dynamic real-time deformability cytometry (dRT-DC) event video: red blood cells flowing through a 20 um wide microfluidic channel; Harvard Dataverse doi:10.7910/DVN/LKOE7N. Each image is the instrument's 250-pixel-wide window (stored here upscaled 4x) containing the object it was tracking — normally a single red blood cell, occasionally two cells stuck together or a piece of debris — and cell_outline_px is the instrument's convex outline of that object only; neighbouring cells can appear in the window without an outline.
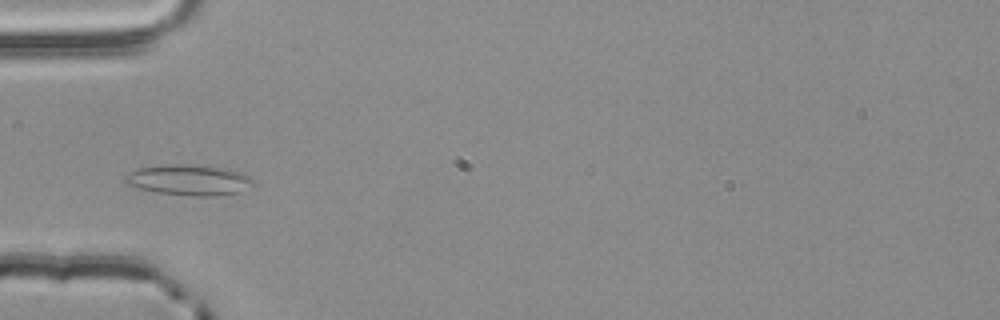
{"species": "common noctule bat (a hibernating species)", "species_latin": "Nyctalus noctula", "temperature_condition": "room temperature", "stored_images_in_passage": 3, "camera_frame_rate_fps": 3000, "um_per_image_px": 0.085, "animal": {"sex": "male", "body_mass_g": 20.4}, "frame": {"image": 1, "passage_image": 2, "time_ms": 0.333, "image_size_px": [1000, 320], "cell_outline_px": [[256, 184], [240, 192], [216, 196], [192, 196], [156, 192], [140, 188], [128, 184], [124, 180], [124, 176], [140, 168], [160, 164], [184, 164], [228, 168], [240, 172], [248, 176]], "centroid_in_image_um": [16.1, 15.3], "position_along_channel_um": 68.9, "area_um2": 22.89}}
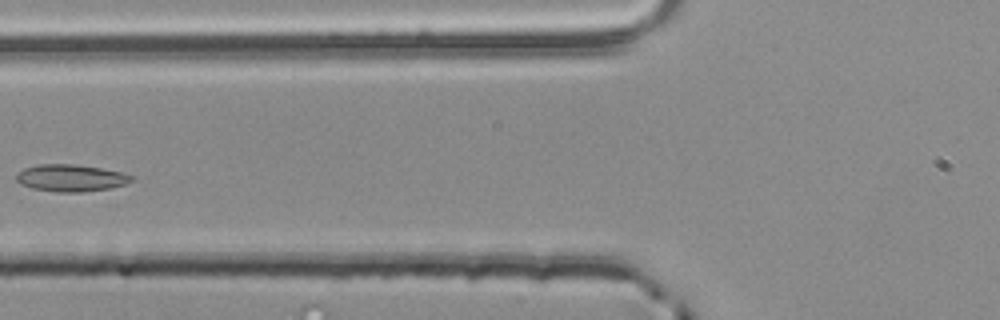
{"frame": {"image": 2, "passage_image": 3, "time_ms": 0.667, "image_size_px": [1000, 320], "cell_outline_px": [[132, 180], [124, 184], [108, 188], [80, 192], [56, 192], [32, 188], [20, 184], [16, 180], [16, 176], [24, 168], [40, 164], [72, 164], [100, 168], [120, 172], [132, 176]], "centroid_in_image_um": [5.97, 15.13], "position_along_channel_um": 119.8, "area_um2": 17.8}}